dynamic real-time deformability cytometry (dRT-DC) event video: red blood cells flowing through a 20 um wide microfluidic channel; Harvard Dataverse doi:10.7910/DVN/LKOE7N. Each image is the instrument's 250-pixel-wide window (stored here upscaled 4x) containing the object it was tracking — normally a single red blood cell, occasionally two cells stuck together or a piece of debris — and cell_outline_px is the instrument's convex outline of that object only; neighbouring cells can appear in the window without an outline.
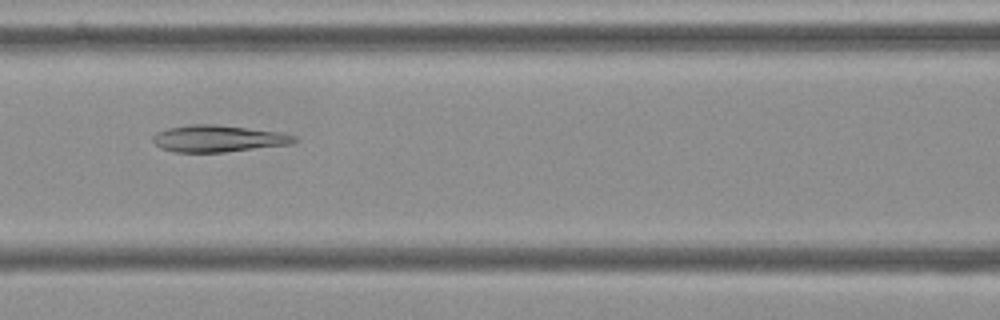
{"species": "Egyptian fruit bat (a non-hibernating species)", "species_latin": "Rousettus aegyptiacus", "temperature_condition": "cold", "stored_images_in_passage": 54, "camera_frame_rate_fps": 3000, "um_per_image_px": 0.085, "frame": {"image": 1, "passage_image": 23, "time_ms": 7.333, "image_size_px": [1000, 320], "cell_outline_px": [[300, 140], [292, 144], [224, 152], [176, 152], [160, 148], [152, 140], [152, 136], [156, 132], [168, 128], [192, 124], [212, 124], [280, 132], [296, 136]], "centroid_in_image_um": [18.55, 11.78], "position_along_channel_um": 148.0, "area_um2": 22.02}}
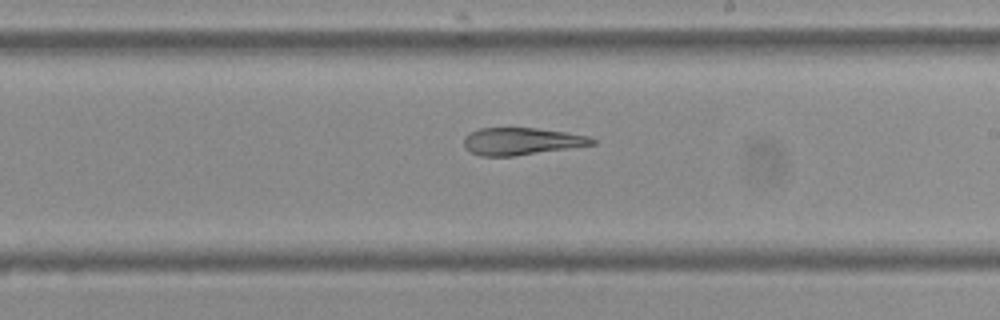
{"frame": {"image": 2, "passage_image": 31, "time_ms": 10.0, "image_size_px": [1000, 320], "cell_outline_px": [[596, 144], [512, 156], [480, 156], [464, 148], [464, 136], [480, 128], [536, 128], [568, 132], [588, 136], [596, 140]], "centroid_in_image_um": [44.32, 12.0], "position_along_channel_um": 244.7, "area_um2": 20.23}}
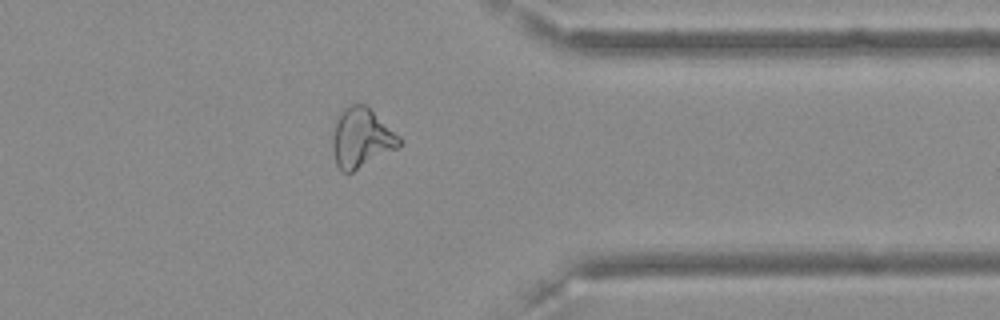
{"frame": {"image": 3, "passage_image": 43, "time_ms": 14.0, "image_size_px": [1000, 320], "cell_outline_px": [[404, 144], [352, 172], [344, 172], [336, 164], [332, 152], [332, 124], [344, 108], [352, 104], [364, 104], [400, 136], [404, 140]], "centroid_in_image_um": [30.7, 11.72], "position_along_channel_um": 380.7, "area_um2": 23.18}, "authors_computed_cell_mechanics": {"area_um2": 24.0737, "velocity_mm_per_s": 3.63, "shape_relaxation_time_tau1_ms": null, "shape_relaxation_time_tau2_ms": 4.5447, "deformation_change_tau1": null, "deformation_change_tau2": 0.0916}}